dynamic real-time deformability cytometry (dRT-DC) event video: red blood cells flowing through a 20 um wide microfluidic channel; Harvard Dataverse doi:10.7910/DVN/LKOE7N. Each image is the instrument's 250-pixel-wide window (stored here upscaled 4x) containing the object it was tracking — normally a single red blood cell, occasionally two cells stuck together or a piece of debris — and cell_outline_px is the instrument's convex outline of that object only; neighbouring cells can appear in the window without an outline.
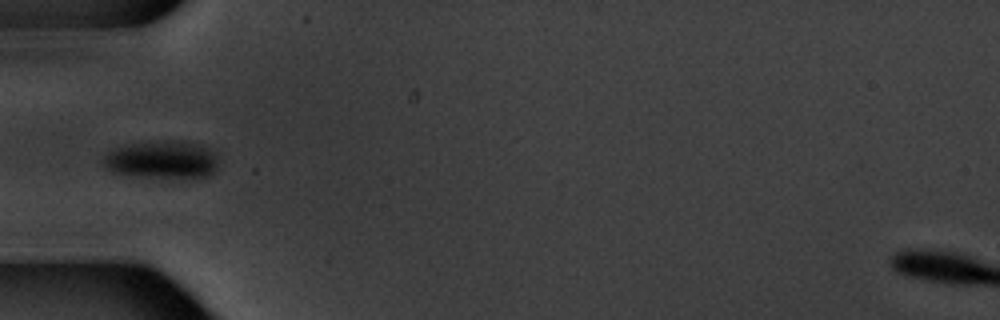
{"species": "common noctule bat (a hibernating species)", "species_latin": "Nyctalus noctula", "temperature_condition": "warm", "stored_images_in_passage": 15, "camera_frame_rate_fps": 3000, "um_per_image_px": 0.085, "animal": {"sex": "male", "body_mass_g": 20.1, "forearm_length_mm": 53.5}, "frame": {"image": 1, "passage_image": 5, "time_ms": 5.333, "image_size_px": [1000, 320], "cell_outline_px": [[216, 168], [208, 176], [144, 176], [112, 172], [100, 164], [100, 160], [108, 152], [116, 148], [132, 144], [160, 140], [188, 140], [212, 148], [216, 152]], "centroid_in_image_um": [13.77, 13.52], "position_along_channel_um": 71.2, "area_um2": 25.2}}
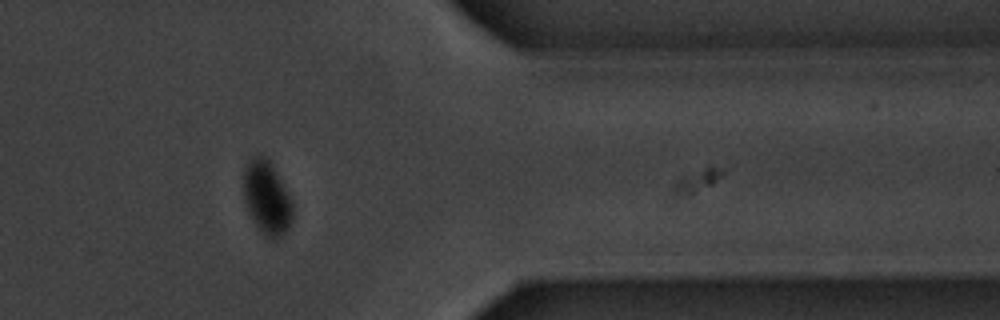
{"frame": {"image": 2, "passage_image": 13, "time_ms": 15.0, "image_size_px": [1000, 320], "cell_outline_px": [[292, 220], [288, 228], [280, 240], [268, 240], [260, 232], [248, 212], [244, 200], [244, 168], [248, 160], [256, 152], [264, 156], [268, 160], [276, 172], [288, 192], [292, 200]], "centroid_in_image_um": [22.67, 16.85], "position_along_channel_um": 388.7, "area_um2": 21.39}}
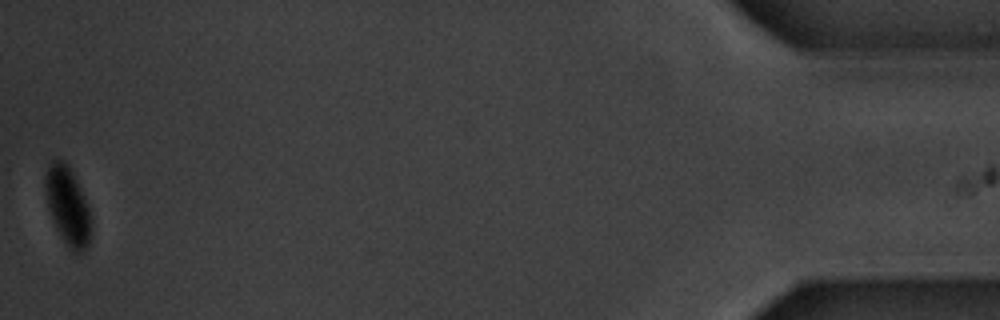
{"frame": {"image": 3, "passage_image": 15, "time_ms": 18.333, "image_size_px": [1000, 320], "cell_outline_px": [[92, 228], [88, 248], [84, 252], [76, 256], [64, 244], [52, 220], [48, 208], [44, 192], [44, 176], [48, 164], [52, 160], [64, 160], [68, 164], [84, 196], [88, 208]], "centroid_in_image_um": [5.74, 17.57], "position_along_channel_um": 429.5, "area_um2": 21.44}, "authors_computed_cell_mechanics": {"area_um2": 24.4494, "velocity_mm_per_s": 3.4272, "shape_relaxation_time_tau1_ms": 1.6079, "shape_relaxation_time_tau2_ms": null, "deformation_change_tau1": 0.0521, "deformation_change_tau2": null}}